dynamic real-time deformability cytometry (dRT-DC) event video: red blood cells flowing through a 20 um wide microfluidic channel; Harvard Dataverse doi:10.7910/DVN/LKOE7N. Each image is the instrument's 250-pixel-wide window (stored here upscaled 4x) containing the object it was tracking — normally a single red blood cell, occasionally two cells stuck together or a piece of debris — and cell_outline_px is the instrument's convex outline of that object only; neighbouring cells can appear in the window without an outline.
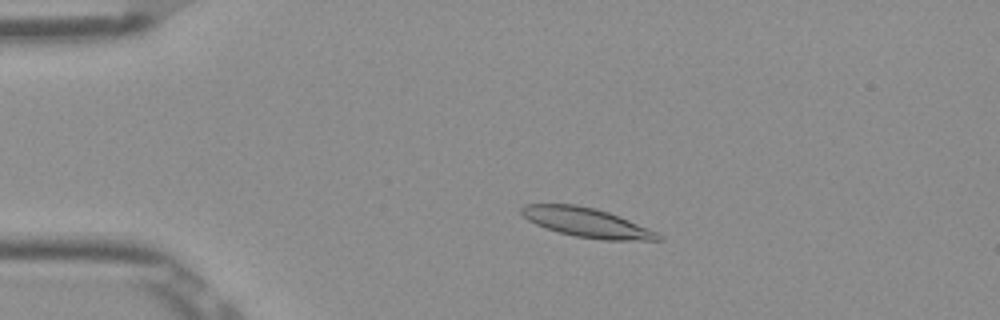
{"species": "Egyptian fruit bat (a non-hibernating species)", "species_latin": "Rousettus aegyptiacus", "temperature_condition": "room temperature", "stored_images_in_passage": 52, "camera_frame_rate_fps": 3000, "um_per_image_px": 0.085, "frame": {"image": 1, "passage_image": 11, "time_ms": 3.333, "image_size_px": [1000, 320], "cell_outline_px": [[664, 240], [604, 240], [576, 236], [560, 232], [536, 224], [528, 220], [520, 212], [520, 208], [524, 204], [576, 204], [596, 208], [608, 212], [628, 220], [656, 232], [664, 236]], "centroid_in_image_um": [49.87, 18.91], "position_along_channel_um": 35.1, "area_um2": 23.06}}
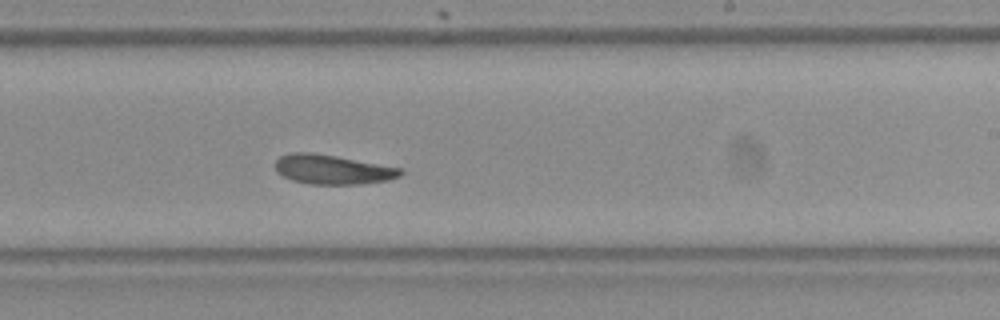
{"frame": {"image": 2, "passage_image": 32, "time_ms": 10.333, "image_size_px": [1000, 320], "cell_outline_px": [[404, 172], [400, 176], [388, 180], [360, 184], [308, 184], [292, 180], [276, 172], [272, 164], [280, 156], [292, 152], [312, 152], [336, 156], [404, 168]], "centroid_in_image_um": [28.25, 14.4], "position_along_channel_um": 260.7, "area_um2": 21.79}}
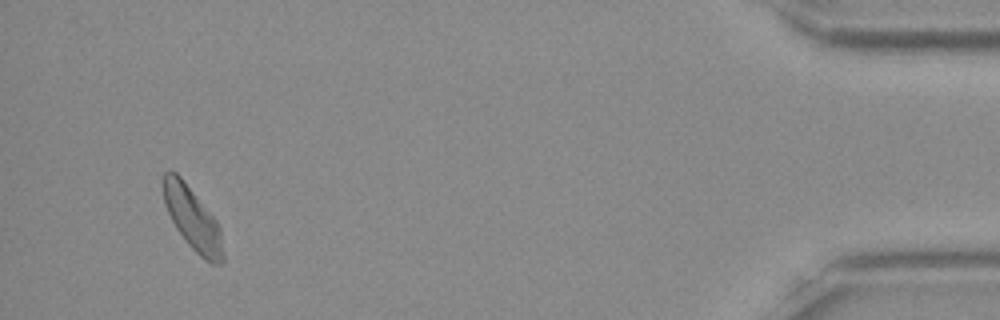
{"frame": {"image": 3, "passage_image": 50, "time_ms": 16.333, "image_size_px": [1000, 320], "cell_outline_px": [[224, 260], [220, 264], [212, 264], [204, 260], [188, 244], [176, 228], [164, 204], [160, 180], [164, 172], [176, 172], [180, 176], [216, 220], [220, 228], [224, 256]], "centroid_in_image_um": [16.34, 18.58], "position_along_channel_um": 418.9, "area_um2": 21.85}, "authors_computed_cell_mechanics": {"area_um2": 22.1085, "velocity_mm_per_s": 3.8464, "shape_relaxation_time_tau1_ms": 4.6518, "shape_relaxation_time_tau2_ms": 3.2266, "deformation_change_tau1": 0.1487, "deformation_change_tau2": 0.1108}}